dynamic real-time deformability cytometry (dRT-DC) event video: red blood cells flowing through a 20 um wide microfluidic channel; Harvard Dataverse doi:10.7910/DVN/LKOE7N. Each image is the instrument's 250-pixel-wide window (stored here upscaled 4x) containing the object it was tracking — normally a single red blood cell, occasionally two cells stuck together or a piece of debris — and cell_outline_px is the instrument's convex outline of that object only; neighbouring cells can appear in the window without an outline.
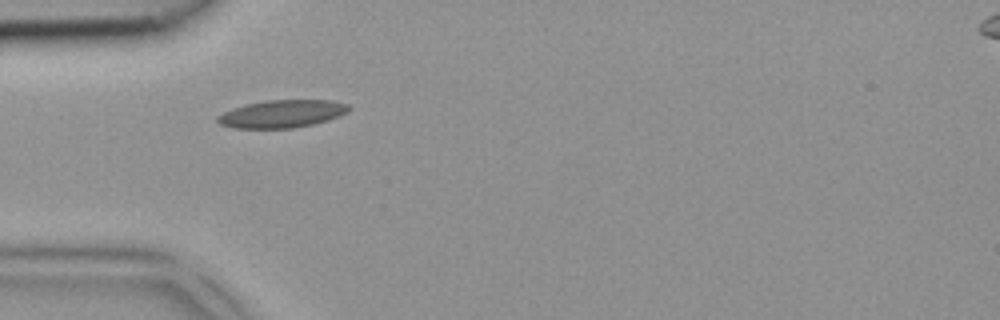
{"species": "common noctule bat (a hibernating species)", "species_latin": "Nyctalus noctula", "temperature_condition": "room temperature", "stored_images_in_passage": 7, "camera_frame_rate_fps": 3000, "um_per_image_px": 0.085, "animal": {"sex": "female", "body_mass_g": 18.4}, "frame": {"image": 1, "passage_image": 5, "time_ms": 1.333, "image_size_px": [1000, 320], "cell_outline_px": [[352, 108], [348, 112], [328, 120], [312, 124], [292, 128], [232, 128], [220, 124], [216, 120], [216, 116], [232, 108], [248, 104], [268, 100], [332, 100], [348, 104]], "centroid_in_image_um": [23.98, 9.67], "position_along_channel_um": 61.0, "area_um2": 21.15}}